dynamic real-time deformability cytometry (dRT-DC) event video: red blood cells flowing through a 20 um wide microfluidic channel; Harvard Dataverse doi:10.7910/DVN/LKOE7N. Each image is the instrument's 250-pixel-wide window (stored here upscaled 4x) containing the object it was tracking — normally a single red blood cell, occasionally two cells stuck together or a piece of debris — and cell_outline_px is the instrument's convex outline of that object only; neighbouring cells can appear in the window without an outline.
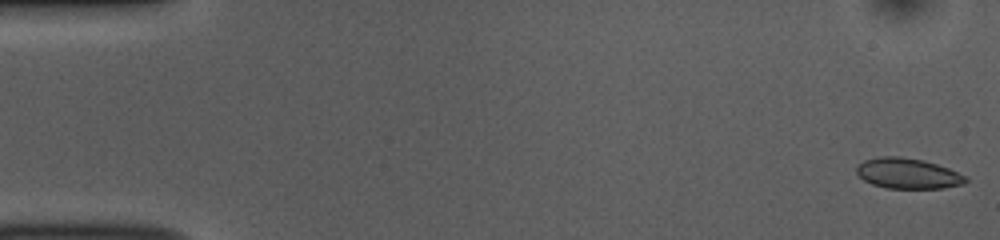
{"species": "common noctule bat (a hibernating species)", "species_latin": "Nyctalus noctula", "temperature_condition": "room temperature", "stored_images_in_passage": 52, "camera_frame_rate_fps": 3000, "um_per_image_px": 0.085, "animal": {"sex": "female", "body_mass_g": 10.0, "forearm_length_mm": 53.1}, "frame": {"image": 1, "passage_image": 1, "time_ms": 0.0, "image_size_px": [1000, 240], "cell_outline_px": [[968, 180], [964, 184], [944, 188], [884, 188], [872, 184], [864, 180], [856, 172], [856, 168], [864, 160], [880, 156], [900, 156], [924, 160], [948, 168], [968, 176]], "centroid_in_image_um": [77.19, 14.74], "position_along_channel_um": 7.8, "area_um2": 19.48}}
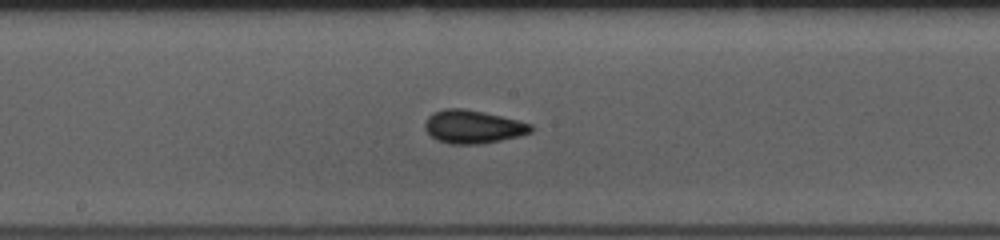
{"frame": {"image": 2, "passage_image": 27, "time_ms": 8.667, "image_size_px": [1000, 240], "cell_outline_px": [[532, 132], [520, 136], [480, 144], [452, 144], [436, 140], [424, 128], [424, 124], [428, 116], [432, 112], [444, 108], [464, 108], [484, 112], [532, 124]], "centroid_in_image_um": [40.17, 10.77], "position_along_channel_um": 208.0, "area_um2": 20.52}}
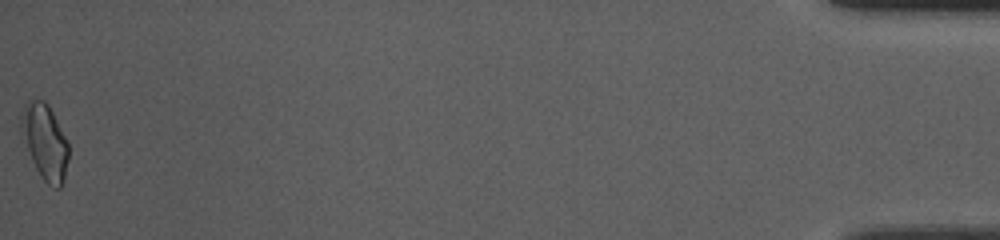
{"frame": {"image": 3, "passage_image": 52, "time_ms": 17.0, "image_size_px": [1000, 240], "cell_outline_px": [[68, 160], [64, 180], [60, 188], [56, 188], [48, 184], [40, 176], [32, 160], [20, 132], [20, 116], [24, 104], [28, 100], [44, 100], [48, 104], [68, 140]], "centroid_in_image_um": [3.81, 12.03], "position_along_channel_um": 431.4, "area_um2": 20.92}, "authors_computed_cell_mechanics": {"area_um2": 19.2185, "velocity_mm_per_s": 3.8565, "shape_relaxation_time_tau1_ms": 4.804, "shape_relaxation_time_tau2_ms": 2.1186, "deformation_change_tau1": 0.1135, "deformation_change_tau2": 0.0459}}